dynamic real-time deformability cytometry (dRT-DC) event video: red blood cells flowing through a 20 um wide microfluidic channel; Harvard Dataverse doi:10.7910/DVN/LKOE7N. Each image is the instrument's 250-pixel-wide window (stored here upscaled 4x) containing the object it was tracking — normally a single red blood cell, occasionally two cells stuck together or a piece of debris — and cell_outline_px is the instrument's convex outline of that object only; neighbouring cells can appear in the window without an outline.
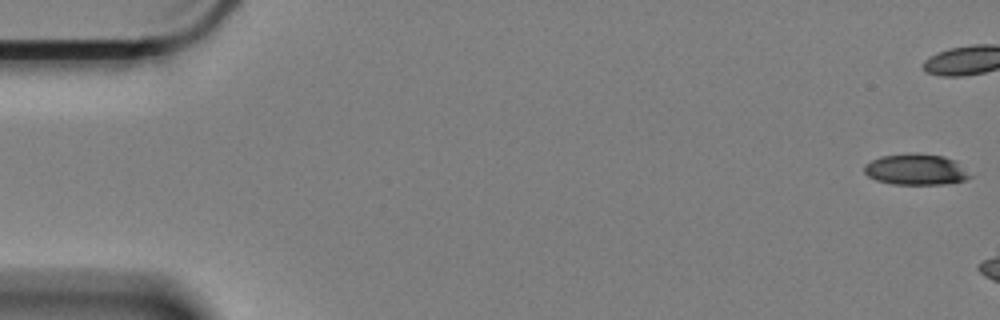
{"species": "Egyptian fruit bat (a non-hibernating species)", "species_latin": "Rousettus aegyptiacus", "temperature_condition": "cold", "stored_images_in_passage": 7, "camera_frame_rate_fps": 3000, "um_per_image_px": 0.085, "animal": {"sex": "female"}, "frame": {"image": 1, "passage_image": 1, "time_ms": 0.0, "image_size_px": [1000, 320], "cell_outline_px": [[972, 176], [964, 180], [944, 184], [892, 184], [876, 180], [868, 176], [864, 172], [864, 164], [880, 156], [908, 152], [916, 152], [944, 156], [956, 160]], "centroid_in_image_um": [77.83, 14.38], "position_along_channel_um": 7.2, "area_um2": 19.36}}